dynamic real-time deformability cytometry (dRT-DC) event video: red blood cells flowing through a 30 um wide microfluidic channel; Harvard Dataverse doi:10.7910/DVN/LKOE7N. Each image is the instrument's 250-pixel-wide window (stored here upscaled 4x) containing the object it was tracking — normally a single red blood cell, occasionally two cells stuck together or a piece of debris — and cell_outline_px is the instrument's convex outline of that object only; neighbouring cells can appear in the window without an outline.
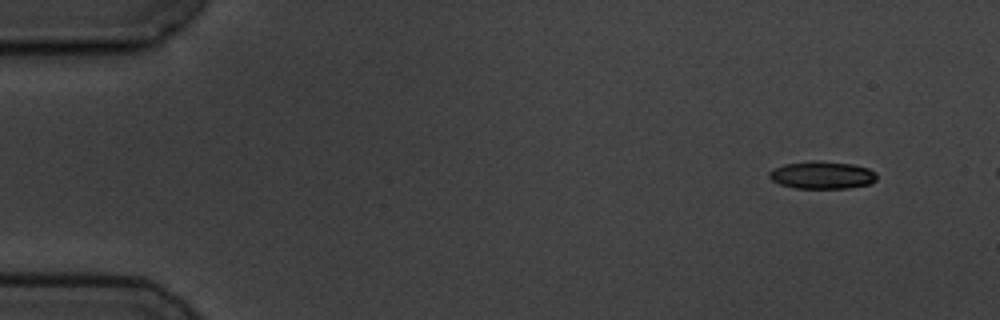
{"species": "common noctule bat (a hibernating species)", "species_latin": "Nyctalus noctula", "temperature_condition": "cold", "stored_images_in_passage": 3, "camera_frame_rate_fps": 3000, "um_per_image_px": 0.085, "animal": {"sex": "male", "body_mass_g": 19.5, "forearm_length_mm": 54.6}, "frame": {"image": 1, "passage_image": 1, "time_ms": 0.0, "image_size_px": [1000, 320], "cell_outline_px": [[876, 180], [872, 184], [848, 188], [796, 188], [780, 184], [772, 180], [768, 176], [768, 172], [772, 168], [784, 164], [812, 160], [852, 164], [868, 168], [876, 172]], "centroid_in_image_um": [69.87, 14.88], "position_along_channel_um": 15.1, "area_um2": 17.4}}